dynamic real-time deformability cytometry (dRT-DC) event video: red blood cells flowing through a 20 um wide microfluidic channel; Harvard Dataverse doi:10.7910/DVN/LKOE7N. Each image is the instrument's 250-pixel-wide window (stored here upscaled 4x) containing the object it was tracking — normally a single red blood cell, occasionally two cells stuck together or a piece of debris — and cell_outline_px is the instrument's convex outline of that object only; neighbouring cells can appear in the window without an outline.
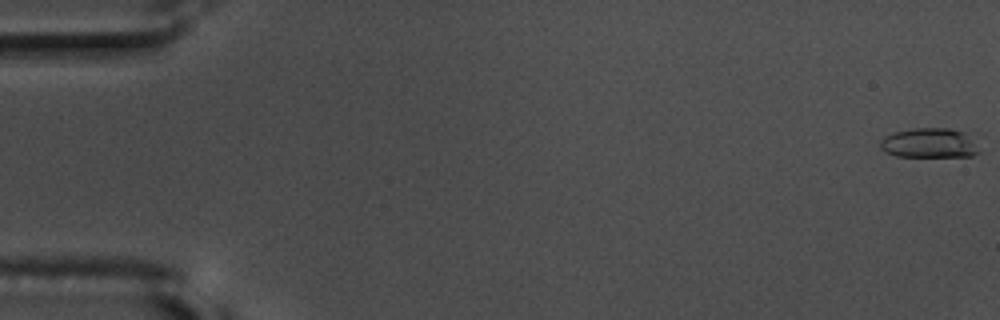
{"species": "common noctule bat (a hibernating species)", "species_latin": "Nyctalus noctula", "temperature_condition": "warm", "stored_images_in_passage": 53, "camera_frame_rate_fps": 3000, "um_per_image_px": 0.085, "animal": {"sex": "male", "body_mass_g": 17.5, "forearm_length_mm": 52.3}, "frame": {"image": 1, "passage_image": 1, "time_ms": 0.0, "image_size_px": [1000, 320], "cell_outline_px": [[984, 144], [980, 152], [972, 156], [896, 156], [884, 152], [880, 148], [880, 140], [884, 136], [892, 132], [912, 128], [948, 128], [964, 132]], "centroid_in_image_um": [79.07, 12.15], "position_along_channel_um": 5.9, "area_um2": 17.74}}
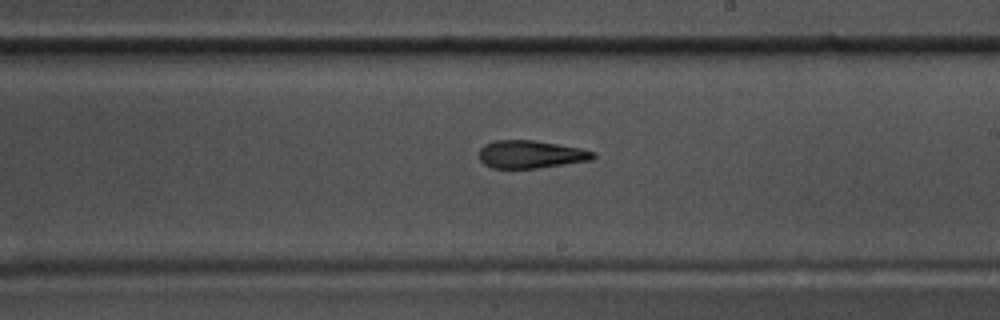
{"frame": {"image": 2, "passage_image": 34, "time_ms": 11.0, "image_size_px": [1000, 320], "cell_outline_px": [[596, 156], [592, 160], [536, 168], [492, 168], [484, 164], [480, 160], [480, 148], [484, 144], [496, 140], [532, 140], [580, 148], [596, 152]], "centroid_in_image_um": [45.11, 13.12], "position_along_channel_um": 243.9, "area_um2": 18.38}}
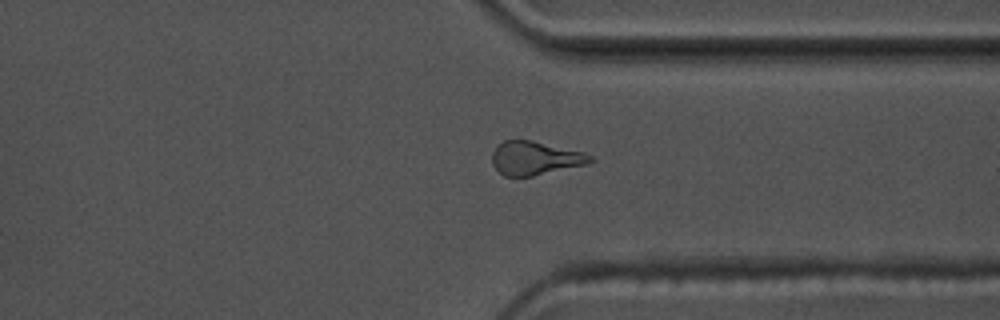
{"frame": {"image": 3, "passage_image": 44, "time_ms": 14.333, "image_size_px": [1000, 320], "cell_outline_px": [[596, 160], [588, 164], [532, 176], [504, 176], [492, 164], [492, 152], [504, 140], [532, 140], [584, 152], [592, 156]], "centroid_in_image_um": [45.52, 13.44], "position_along_channel_um": 365.9, "area_um2": 19.19}, "authors_computed_cell_mechanics": {"area_um2": 18.7272, "velocity_mm_per_s": 3.6615, "shape_relaxation_time_tau1_ms": 6.4045, "shape_relaxation_time_tau2_ms": 5.0975, "deformation_change_tau1": 0.1936, "deformation_change_tau2": 0.1535}}